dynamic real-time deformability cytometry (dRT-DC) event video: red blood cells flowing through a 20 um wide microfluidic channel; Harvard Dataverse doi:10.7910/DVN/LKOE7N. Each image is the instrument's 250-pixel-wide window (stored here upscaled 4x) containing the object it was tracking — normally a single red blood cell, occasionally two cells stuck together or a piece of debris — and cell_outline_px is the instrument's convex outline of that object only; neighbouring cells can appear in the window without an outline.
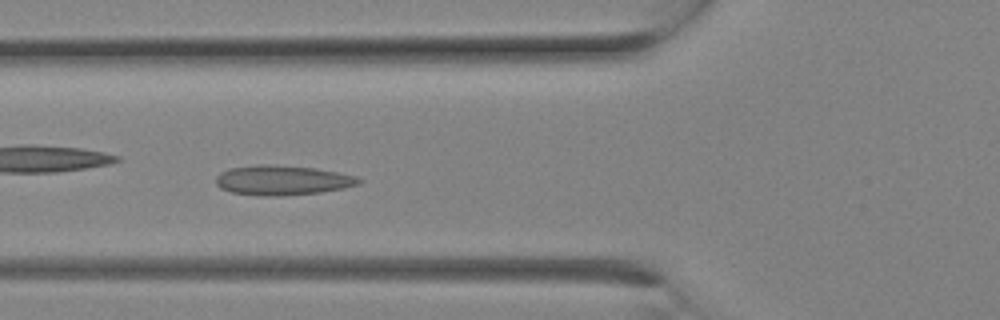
{"species": "Egyptian fruit bat (a non-hibernating species)", "species_latin": "Rousettus aegyptiacus", "temperature_condition": "room temperature", "stored_images_in_passage": 12, "camera_frame_rate_fps": 3000, "um_per_image_px": 0.085, "animal": {"sex": "female"}, "frame": {"image": 1, "passage_image": 9, "time_ms": 2.667, "image_size_px": [1000, 320], "cell_outline_px": [[364, 180], [360, 184], [344, 188], [320, 192], [276, 196], [260, 196], [232, 192], [220, 188], [216, 184], [216, 176], [220, 172], [232, 168], [256, 164], [276, 164], [316, 168], [356, 176]], "centroid_in_image_um": [24.01, 15.31], "position_along_channel_um": 101.8, "area_um2": 24.91}}